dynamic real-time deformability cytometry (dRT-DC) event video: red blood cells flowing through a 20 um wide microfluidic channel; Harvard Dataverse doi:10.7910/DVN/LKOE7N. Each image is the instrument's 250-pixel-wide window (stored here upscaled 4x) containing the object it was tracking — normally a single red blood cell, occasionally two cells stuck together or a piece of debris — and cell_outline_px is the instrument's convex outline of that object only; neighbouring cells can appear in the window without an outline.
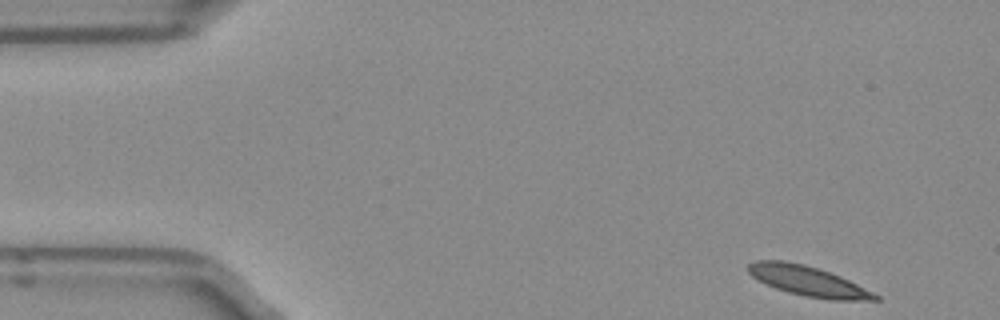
{"species": "Egyptian fruit bat (a non-hibernating species)", "species_latin": "Rousettus aegyptiacus", "temperature_condition": "room temperature", "stored_images_in_passage": 49, "segment_of_instrument_passage": [1, 2], "camera_frame_rate_fps": 3000, "um_per_image_px": 0.085, "frame": {"image": 1, "passage_image": 1, "time_ms": 0.0, "image_size_px": [1000, 320], "cell_outline_px": [[880, 300], [828, 300], [804, 296], [788, 292], [764, 284], [752, 276], [748, 272], [748, 264], [756, 260], [784, 260], [804, 264], [840, 276], [880, 296]], "centroid_in_image_um": [68.64, 23.89], "position_along_channel_um": 16.4, "area_um2": 22.02}}
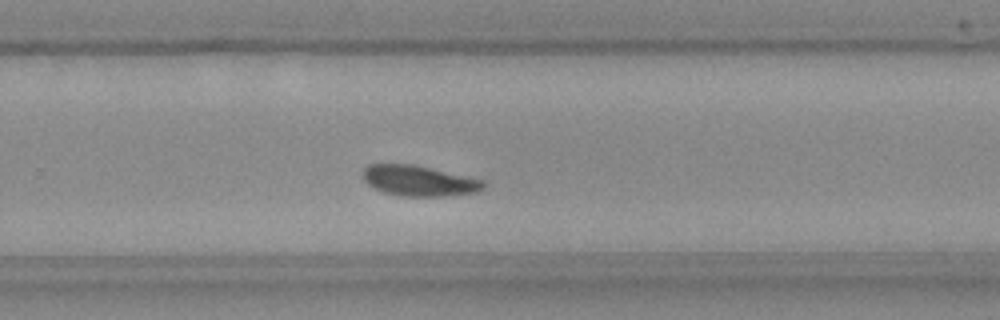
{"frame": {"image": 2, "passage_image": 30, "time_ms": 9.667, "image_size_px": [1000, 320], "cell_outline_px": [[484, 188], [476, 192], [452, 196], [404, 196], [384, 192], [368, 184], [364, 180], [364, 168], [368, 164], [412, 164], [484, 180]], "centroid_in_image_um": [35.63, 15.37], "position_along_channel_um": 294.2, "area_um2": 21.21}}
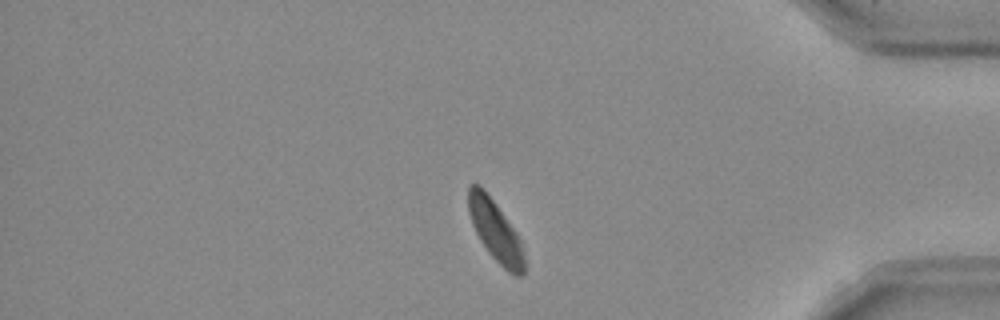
{"frame": {"image": 3, "passage_image": 40, "time_ms": 13.0, "image_size_px": [1000, 320], "cell_outline_px": [[524, 272], [520, 276], [516, 276], [508, 272], [488, 252], [480, 240], [472, 224], [468, 212], [468, 184], [476, 184], [492, 200], [516, 232], [520, 240], [524, 256]], "centroid_in_image_um": [42.1, 19.66], "position_along_channel_um": 393.1, "area_um2": 19.25}}